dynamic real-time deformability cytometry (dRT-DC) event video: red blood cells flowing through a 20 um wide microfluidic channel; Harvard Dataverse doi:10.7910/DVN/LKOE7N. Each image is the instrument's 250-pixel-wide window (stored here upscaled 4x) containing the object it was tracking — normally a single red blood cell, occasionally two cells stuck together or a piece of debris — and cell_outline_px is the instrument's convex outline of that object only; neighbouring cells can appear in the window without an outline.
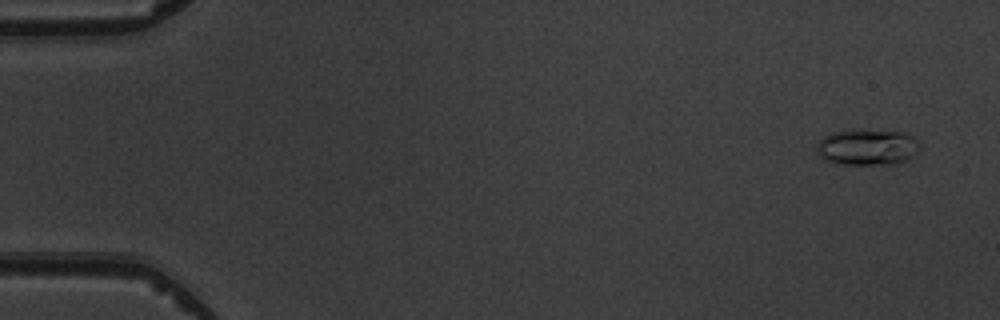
{"species": "common noctule bat (a hibernating species)", "species_latin": "Nyctalus noctula", "temperature_condition": "warm", "stored_images_in_passage": 6, "camera_frame_rate_fps": 3000, "um_per_image_px": 0.085, "animal": {"sex": "male", "body_mass_g": 19.5, "forearm_length_mm": 54.6}, "frame": {"image": 1, "passage_image": 1, "time_ms": 0.0, "image_size_px": [1000, 320], "cell_outline_px": [[916, 152], [908, 160], [896, 164], [840, 164], [824, 160], [820, 156], [816, 148], [820, 140], [824, 136], [832, 132], [904, 132], [912, 136], [916, 140]], "centroid_in_image_um": [73.69, 12.56], "position_along_channel_um": 11.3, "area_um2": 20.81}}
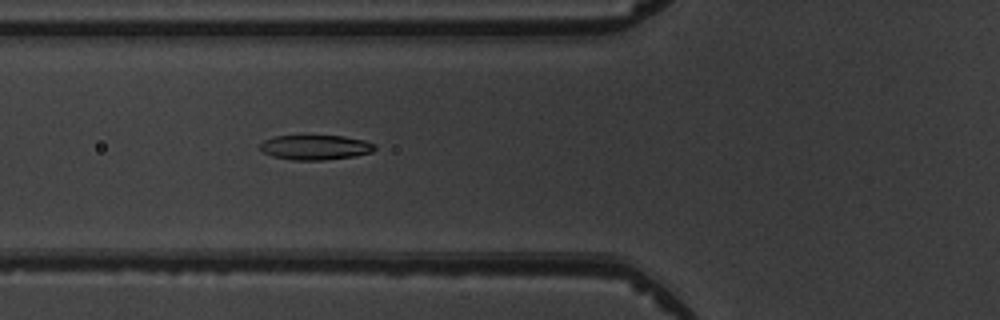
{"frame": {"image": 2, "passage_image": 6, "time_ms": 5.667, "image_size_px": [1000, 320], "cell_outline_px": [[376, 148], [372, 152], [356, 156], [320, 160], [292, 160], [272, 156], [264, 152], [260, 148], [260, 144], [264, 140], [276, 136], [344, 136], [364, 140], [376, 144]], "centroid_in_image_um": [26.84, 12.52], "position_along_channel_um": 99.0, "area_um2": 16.53}}